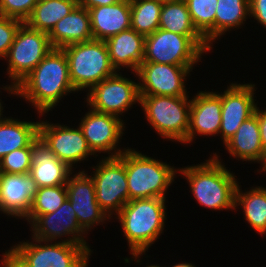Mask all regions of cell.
Masks as SVG:
<instances>
[{"instance_id":"obj_1","label":"cell","mask_w":266,"mask_h":267,"mask_svg":"<svg viewBox=\"0 0 266 267\" xmlns=\"http://www.w3.org/2000/svg\"><path fill=\"white\" fill-rule=\"evenodd\" d=\"M76 92L69 76V63L61 48H52L44 59L16 86V95L28 100L43 115L62 97Z\"/></svg>"},{"instance_id":"obj_2","label":"cell","mask_w":266,"mask_h":267,"mask_svg":"<svg viewBox=\"0 0 266 267\" xmlns=\"http://www.w3.org/2000/svg\"><path fill=\"white\" fill-rule=\"evenodd\" d=\"M165 198H144L129 200L117 214L124 236L134 259L140 256L161 235L166 220ZM140 255V256H139Z\"/></svg>"},{"instance_id":"obj_3","label":"cell","mask_w":266,"mask_h":267,"mask_svg":"<svg viewBox=\"0 0 266 267\" xmlns=\"http://www.w3.org/2000/svg\"><path fill=\"white\" fill-rule=\"evenodd\" d=\"M189 182L197 202L210 209H236V176L225 168L215 153L206 163L187 166L178 170Z\"/></svg>"},{"instance_id":"obj_4","label":"cell","mask_w":266,"mask_h":267,"mask_svg":"<svg viewBox=\"0 0 266 267\" xmlns=\"http://www.w3.org/2000/svg\"><path fill=\"white\" fill-rule=\"evenodd\" d=\"M33 242H20L5 254L6 267H87L91 252L80 244L65 240L53 244L32 238ZM42 242V243H41ZM44 242V244H43ZM39 243V244H37ZM42 244V245H41Z\"/></svg>"},{"instance_id":"obj_5","label":"cell","mask_w":266,"mask_h":267,"mask_svg":"<svg viewBox=\"0 0 266 267\" xmlns=\"http://www.w3.org/2000/svg\"><path fill=\"white\" fill-rule=\"evenodd\" d=\"M118 158L125 164L128 182V201L144 198H165V192L179 169L132 149Z\"/></svg>"},{"instance_id":"obj_6","label":"cell","mask_w":266,"mask_h":267,"mask_svg":"<svg viewBox=\"0 0 266 267\" xmlns=\"http://www.w3.org/2000/svg\"><path fill=\"white\" fill-rule=\"evenodd\" d=\"M69 63L75 91L91 89L117 71L112 66L105 41L92 39L62 48Z\"/></svg>"},{"instance_id":"obj_7","label":"cell","mask_w":266,"mask_h":267,"mask_svg":"<svg viewBox=\"0 0 266 267\" xmlns=\"http://www.w3.org/2000/svg\"><path fill=\"white\" fill-rule=\"evenodd\" d=\"M212 50L203 36H185L158 28L145 37L143 62L194 66Z\"/></svg>"},{"instance_id":"obj_8","label":"cell","mask_w":266,"mask_h":267,"mask_svg":"<svg viewBox=\"0 0 266 267\" xmlns=\"http://www.w3.org/2000/svg\"><path fill=\"white\" fill-rule=\"evenodd\" d=\"M188 97L140 95L139 104L161 137L187 144L191 106Z\"/></svg>"},{"instance_id":"obj_9","label":"cell","mask_w":266,"mask_h":267,"mask_svg":"<svg viewBox=\"0 0 266 267\" xmlns=\"http://www.w3.org/2000/svg\"><path fill=\"white\" fill-rule=\"evenodd\" d=\"M48 34L30 28L25 22L18 28L7 54L8 75L13 81L5 90L16 94V86L44 59L52 50Z\"/></svg>"},{"instance_id":"obj_10","label":"cell","mask_w":266,"mask_h":267,"mask_svg":"<svg viewBox=\"0 0 266 267\" xmlns=\"http://www.w3.org/2000/svg\"><path fill=\"white\" fill-rule=\"evenodd\" d=\"M92 168L96 200L110 220L112 214L117 215L128 202L125 164L118 157H105Z\"/></svg>"},{"instance_id":"obj_11","label":"cell","mask_w":266,"mask_h":267,"mask_svg":"<svg viewBox=\"0 0 266 267\" xmlns=\"http://www.w3.org/2000/svg\"><path fill=\"white\" fill-rule=\"evenodd\" d=\"M120 73L102 80L87 93V105L95 111L121 117L131 105L140 102L138 83Z\"/></svg>"},{"instance_id":"obj_12","label":"cell","mask_w":266,"mask_h":267,"mask_svg":"<svg viewBox=\"0 0 266 267\" xmlns=\"http://www.w3.org/2000/svg\"><path fill=\"white\" fill-rule=\"evenodd\" d=\"M193 67L142 62L135 73L139 95L188 96L184 81Z\"/></svg>"},{"instance_id":"obj_13","label":"cell","mask_w":266,"mask_h":267,"mask_svg":"<svg viewBox=\"0 0 266 267\" xmlns=\"http://www.w3.org/2000/svg\"><path fill=\"white\" fill-rule=\"evenodd\" d=\"M79 127L95 155L97 152H106L109 154L107 157H118L126 150V148L117 149V143L123 135L125 126L123 120L116 115L91 109L81 119ZM110 151H113L111 155Z\"/></svg>"},{"instance_id":"obj_14","label":"cell","mask_w":266,"mask_h":267,"mask_svg":"<svg viewBox=\"0 0 266 267\" xmlns=\"http://www.w3.org/2000/svg\"><path fill=\"white\" fill-rule=\"evenodd\" d=\"M39 137L55 153L56 157L71 169L74 168L73 164L85 160L88 155H94L80 127L74 129L65 125L40 121Z\"/></svg>"},{"instance_id":"obj_15","label":"cell","mask_w":266,"mask_h":267,"mask_svg":"<svg viewBox=\"0 0 266 267\" xmlns=\"http://www.w3.org/2000/svg\"><path fill=\"white\" fill-rule=\"evenodd\" d=\"M32 238L54 242L62 236H69L65 242L84 245L93 252L83 236L85 233L79 226L76 213L67 199L55 212L37 216L31 223Z\"/></svg>"},{"instance_id":"obj_16","label":"cell","mask_w":266,"mask_h":267,"mask_svg":"<svg viewBox=\"0 0 266 267\" xmlns=\"http://www.w3.org/2000/svg\"><path fill=\"white\" fill-rule=\"evenodd\" d=\"M66 190L67 199L76 213L78 224L85 233H88L94 224L98 225L109 219L96 200L93 178L85 171H79L68 178Z\"/></svg>"},{"instance_id":"obj_17","label":"cell","mask_w":266,"mask_h":267,"mask_svg":"<svg viewBox=\"0 0 266 267\" xmlns=\"http://www.w3.org/2000/svg\"><path fill=\"white\" fill-rule=\"evenodd\" d=\"M255 84L232 83L222 94L221 126L219 134L225 144L240 125L252 116L256 104ZM221 132V133H220Z\"/></svg>"},{"instance_id":"obj_18","label":"cell","mask_w":266,"mask_h":267,"mask_svg":"<svg viewBox=\"0 0 266 267\" xmlns=\"http://www.w3.org/2000/svg\"><path fill=\"white\" fill-rule=\"evenodd\" d=\"M222 92L200 91L191 100L187 143L196 133L201 136L219 134L221 126Z\"/></svg>"},{"instance_id":"obj_19","label":"cell","mask_w":266,"mask_h":267,"mask_svg":"<svg viewBox=\"0 0 266 267\" xmlns=\"http://www.w3.org/2000/svg\"><path fill=\"white\" fill-rule=\"evenodd\" d=\"M31 151L29 176L33 179L35 188L66 185L73 170L60 161L39 136L31 144Z\"/></svg>"},{"instance_id":"obj_20","label":"cell","mask_w":266,"mask_h":267,"mask_svg":"<svg viewBox=\"0 0 266 267\" xmlns=\"http://www.w3.org/2000/svg\"><path fill=\"white\" fill-rule=\"evenodd\" d=\"M36 188L29 174L2 173L0 178V211L24 218L31 207Z\"/></svg>"},{"instance_id":"obj_21","label":"cell","mask_w":266,"mask_h":267,"mask_svg":"<svg viewBox=\"0 0 266 267\" xmlns=\"http://www.w3.org/2000/svg\"><path fill=\"white\" fill-rule=\"evenodd\" d=\"M93 39L105 41L111 36L131 29V3L121 0L116 4L89 8Z\"/></svg>"},{"instance_id":"obj_22","label":"cell","mask_w":266,"mask_h":267,"mask_svg":"<svg viewBox=\"0 0 266 267\" xmlns=\"http://www.w3.org/2000/svg\"><path fill=\"white\" fill-rule=\"evenodd\" d=\"M112 66L116 71L121 67L137 72L144 60L145 36L134 29H128L105 40Z\"/></svg>"},{"instance_id":"obj_23","label":"cell","mask_w":266,"mask_h":267,"mask_svg":"<svg viewBox=\"0 0 266 267\" xmlns=\"http://www.w3.org/2000/svg\"><path fill=\"white\" fill-rule=\"evenodd\" d=\"M48 37L53 48L61 49L71 44L92 40L89 10L77 5L55 24Z\"/></svg>"},{"instance_id":"obj_24","label":"cell","mask_w":266,"mask_h":267,"mask_svg":"<svg viewBox=\"0 0 266 267\" xmlns=\"http://www.w3.org/2000/svg\"><path fill=\"white\" fill-rule=\"evenodd\" d=\"M224 145L232 157L259 163L263 157L264 150L261 143L257 115L254 113L245 120L237 132Z\"/></svg>"},{"instance_id":"obj_25","label":"cell","mask_w":266,"mask_h":267,"mask_svg":"<svg viewBox=\"0 0 266 267\" xmlns=\"http://www.w3.org/2000/svg\"><path fill=\"white\" fill-rule=\"evenodd\" d=\"M39 124L4 118L0 122V159L14 150L31 146L39 136Z\"/></svg>"},{"instance_id":"obj_26","label":"cell","mask_w":266,"mask_h":267,"mask_svg":"<svg viewBox=\"0 0 266 267\" xmlns=\"http://www.w3.org/2000/svg\"><path fill=\"white\" fill-rule=\"evenodd\" d=\"M77 5V0H38L25 23L32 29L49 34L55 24Z\"/></svg>"},{"instance_id":"obj_27","label":"cell","mask_w":266,"mask_h":267,"mask_svg":"<svg viewBox=\"0 0 266 267\" xmlns=\"http://www.w3.org/2000/svg\"><path fill=\"white\" fill-rule=\"evenodd\" d=\"M242 206L244 219L260 235L266 234V188L254 187L250 191H241L237 185L235 207Z\"/></svg>"},{"instance_id":"obj_28","label":"cell","mask_w":266,"mask_h":267,"mask_svg":"<svg viewBox=\"0 0 266 267\" xmlns=\"http://www.w3.org/2000/svg\"><path fill=\"white\" fill-rule=\"evenodd\" d=\"M159 28L185 36H203L194 27L185 1L163 3Z\"/></svg>"},{"instance_id":"obj_29","label":"cell","mask_w":266,"mask_h":267,"mask_svg":"<svg viewBox=\"0 0 266 267\" xmlns=\"http://www.w3.org/2000/svg\"><path fill=\"white\" fill-rule=\"evenodd\" d=\"M250 17L249 0H217L215 40L231 28H239Z\"/></svg>"},{"instance_id":"obj_30","label":"cell","mask_w":266,"mask_h":267,"mask_svg":"<svg viewBox=\"0 0 266 267\" xmlns=\"http://www.w3.org/2000/svg\"><path fill=\"white\" fill-rule=\"evenodd\" d=\"M131 3V28L148 36L159 28L163 3L160 0H138Z\"/></svg>"},{"instance_id":"obj_31","label":"cell","mask_w":266,"mask_h":267,"mask_svg":"<svg viewBox=\"0 0 266 267\" xmlns=\"http://www.w3.org/2000/svg\"><path fill=\"white\" fill-rule=\"evenodd\" d=\"M67 200L66 185L36 188L28 214L29 224L39 215L55 212Z\"/></svg>"},{"instance_id":"obj_32","label":"cell","mask_w":266,"mask_h":267,"mask_svg":"<svg viewBox=\"0 0 266 267\" xmlns=\"http://www.w3.org/2000/svg\"><path fill=\"white\" fill-rule=\"evenodd\" d=\"M194 27L211 47L215 41V14L217 0H186Z\"/></svg>"},{"instance_id":"obj_33","label":"cell","mask_w":266,"mask_h":267,"mask_svg":"<svg viewBox=\"0 0 266 267\" xmlns=\"http://www.w3.org/2000/svg\"><path fill=\"white\" fill-rule=\"evenodd\" d=\"M31 160V146L14 150L0 159V171L9 174H29Z\"/></svg>"},{"instance_id":"obj_34","label":"cell","mask_w":266,"mask_h":267,"mask_svg":"<svg viewBox=\"0 0 266 267\" xmlns=\"http://www.w3.org/2000/svg\"><path fill=\"white\" fill-rule=\"evenodd\" d=\"M38 0H0V15L21 20L30 17Z\"/></svg>"},{"instance_id":"obj_35","label":"cell","mask_w":266,"mask_h":267,"mask_svg":"<svg viewBox=\"0 0 266 267\" xmlns=\"http://www.w3.org/2000/svg\"><path fill=\"white\" fill-rule=\"evenodd\" d=\"M23 22L21 20L0 15V58L7 56L15 34Z\"/></svg>"},{"instance_id":"obj_36","label":"cell","mask_w":266,"mask_h":267,"mask_svg":"<svg viewBox=\"0 0 266 267\" xmlns=\"http://www.w3.org/2000/svg\"><path fill=\"white\" fill-rule=\"evenodd\" d=\"M250 16L266 28V0H249Z\"/></svg>"},{"instance_id":"obj_37","label":"cell","mask_w":266,"mask_h":267,"mask_svg":"<svg viewBox=\"0 0 266 267\" xmlns=\"http://www.w3.org/2000/svg\"><path fill=\"white\" fill-rule=\"evenodd\" d=\"M258 118L259 130H260V138L263 146V150H266V110L261 111L259 107L255 108V112Z\"/></svg>"},{"instance_id":"obj_38","label":"cell","mask_w":266,"mask_h":267,"mask_svg":"<svg viewBox=\"0 0 266 267\" xmlns=\"http://www.w3.org/2000/svg\"><path fill=\"white\" fill-rule=\"evenodd\" d=\"M78 5L85 7L86 9L98 7V6H108L118 3L121 0H77Z\"/></svg>"},{"instance_id":"obj_39","label":"cell","mask_w":266,"mask_h":267,"mask_svg":"<svg viewBox=\"0 0 266 267\" xmlns=\"http://www.w3.org/2000/svg\"><path fill=\"white\" fill-rule=\"evenodd\" d=\"M261 165H262V169L260 168V172L264 171L266 172V150H264V154H263V157L260 161Z\"/></svg>"},{"instance_id":"obj_40","label":"cell","mask_w":266,"mask_h":267,"mask_svg":"<svg viewBox=\"0 0 266 267\" xmlns=\"http://www.w3.org/2000/svg\"><path fill=\"white\" fill-rule=\"evenodd\" d=\"M172 267H195L194 265H192L191 263H178Z\"/></svg>"},{"instance_id":"obj_41","label":"cell","mask_w":266,"mask_h":267,"mask_svg":"<svg viewBox=\"0 0 266 267\" xmlns=\"http://www.w3.org/2000/svg\"><path fill=\"white\" fill-rule=\"evenodd\" d=\"M1 100V99H0ZM3 106H2V102L0 101V122L4 119L3 116H2V113H3ZM2 117V118H1Z\"/></svg>"},{"instance_id":"obj_42","label":"cell","mask_w":266,"mask_h":267,"mask_svg":"<svg viewBox=\"0 0 266 267\" xmlns=\"http://www.w3.org/2000/svg\"><path fill=\"white\" fill-rule=\"evenodd\" d=\"M162 3L164 2H181V1H186V0H160Z\"/></svg>"},{"instance_id":"obj_43","label":"cell","mask_w":266,"mask_h":267,"mask_svg":"<svg viewBox=\"0 0 266 267\" xmlns=\"http://www.w3.org/2000/svg\"><path fill=\"white\" fill-rule=\"evenodd\" d=\"M1 263H2V264H1L2 267H6V266H5V254H3V261H2Z\"/></svg>"},{"instance_id":"obj_44","label":"cell","mask_w":266,"mask_h":267,"mask_svg":"<svg viewBox=\"0 0 266 267\" xmlns=\"http://www.w3.org/2000/svg\"><path fill=\"white\" fill-rule=\"evenodd\" d=\"M147 267H160L158 265H150V266H147Z\"/></svg>"}]
</instances>
